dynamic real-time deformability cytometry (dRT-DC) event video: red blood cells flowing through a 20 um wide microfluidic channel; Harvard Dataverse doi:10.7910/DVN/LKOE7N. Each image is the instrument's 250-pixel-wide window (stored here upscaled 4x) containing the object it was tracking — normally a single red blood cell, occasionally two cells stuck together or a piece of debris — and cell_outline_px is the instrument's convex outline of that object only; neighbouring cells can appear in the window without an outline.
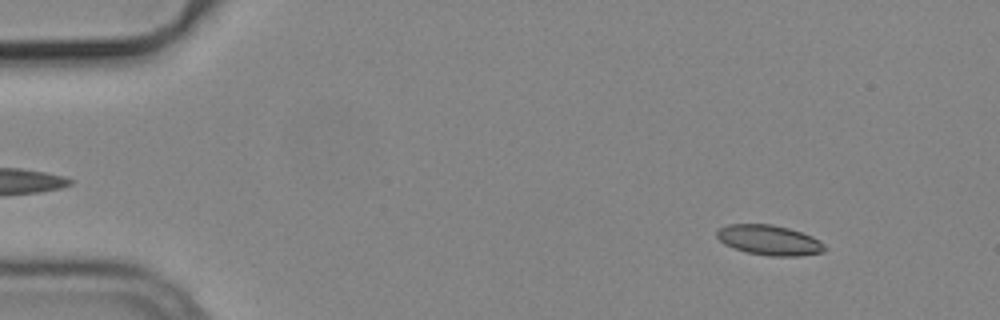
{"species": "common noctule bat (a hibernating species)", "species_latin": "Nyctalus noctula", "temperature_condition": "cold", "stored_images_in_passage": 54, "camera_frame_rate_fps": 3000, "um_per_image_px": 0.085, "animal": {"sex": "male", "body_mass_g": 19.2, "forearm_length_mm": 51.8}, "frame": {"image": 1, "passage_image": 6, "time_ms": 1.667, "image_size_px": [1000, 320], "cell_outline_px": [[828, 248], [824, 252], [800, 256], [768, 256], [748, 252], [724, 244], [716, 236], [716, 232], [720, 228], [728, 224], [772, 224], [788, 228], [812, 236], [820, 240]], "centroid_in_image_um": [65.42, 20.41], "position_along_channel_um": 19.6, "area_um2": 18.9}}
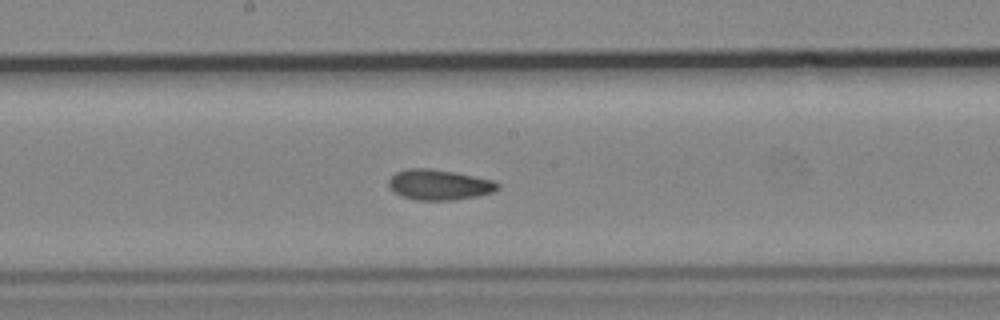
{"frame": {"image": 2, "passage_image": 29, "time_ms": 9.333, "image_size_px": [1000, 320], "cell_outline_px": [[500, 188], [492, 192], [476, 196], [452, 200], [416, 200], [400, 196], [388, 184], [388, 180], [396, 172], [408, 168], [428, 168], [452, 172], [492, 180], [500, 184]], "centroid_in_image_um": [37.31, 15.7], "position_along_channel_um": 210.9, "area_um2": 19.07}}
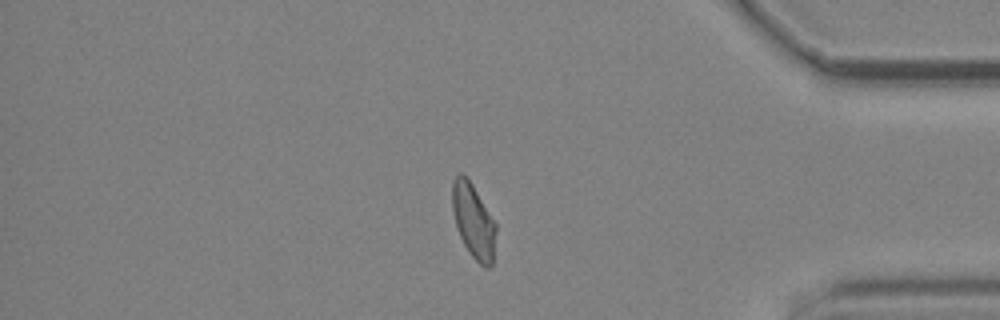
{"frame": {"image": 3, "passage_image": 46, "time_ms": 15.0, "image_size_px": [1000, 320], "cell_outline_px": [[496, 232], [492, 264], [488, 268], [484, 268], [472, 256], [464, 244], [456, 228], [452, 208], [452, 180], [460, 172], [472, 184], [496, 224]], "centroid_in_image_um": [40.23, 18.8], "position_along_channel_um": 395.0, "area_um2": 18.73}, "authors_computed_cell_mechanics": {"area_um2": 19.0162, "velocity_mm_per_s": 3.7526, "shape_relaxation_time_tau1_ms": 5.7344, "shape_relaxation_time_tau2_ms": 2.7135, "deformation_change_tau1": 0.1489, "deformation_change_tau2": 0.0859}}